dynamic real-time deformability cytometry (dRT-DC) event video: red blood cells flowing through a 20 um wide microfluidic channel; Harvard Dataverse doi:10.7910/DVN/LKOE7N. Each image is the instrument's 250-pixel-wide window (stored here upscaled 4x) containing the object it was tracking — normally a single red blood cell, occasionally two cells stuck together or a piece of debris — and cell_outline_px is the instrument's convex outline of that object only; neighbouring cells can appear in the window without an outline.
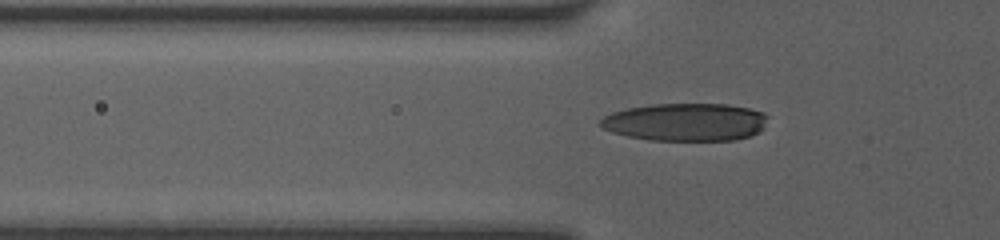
{"species": "human", "species_latin": "Homo sapiens", "temperature_condition": "room temperature", "stored_images_in_passage": 40, "camera_frame_rate_fps": 3000, "um_per_image_px": 0.085, "donor": {"sex": "female"}, "frame": {"image": 1, "passage_image": 11, "time_ms": 3.333, "image_size_px": [1000, 240], "cell_outline_px": [[768, 116], [760, 128], [756, 132], [748, 136], [736, 140], [648, 140], [628, 136], [612, 132], [604, 128], [600, 124], [600, 120], [604, 116], [612, 112], [628, 108], [652, 104], [728, 104], [748, 108], [764, 112]], "centroid_in_image_um": [58.25, 10.37], "position_along_channel_um": 67.6, "area_um2": 36.59}}
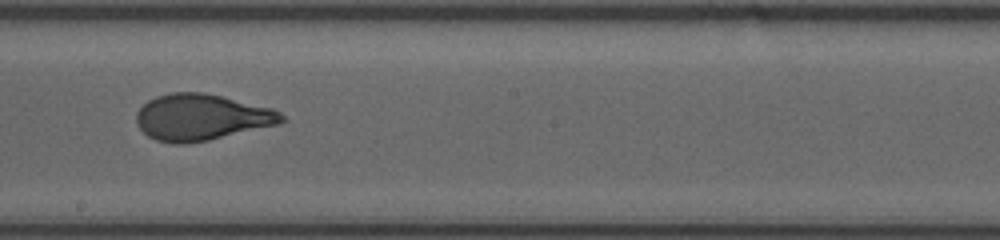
{"frame": {"image": 2, "passage_image": 23, "time_ms": 7.333, "image_size_px": [1000, 240], "cell_outline_px": [[288, 120], [276, 124], [208, 140], [184, 144], [176, 144], [156, 140], [148, 136], [140, 128], [136, 120], [136, 112], [148, 100], [156, 96], [172, 92], [204, 92], [272, 108], [280, 112]], "centroid_in_image_um": [17.1, 9.96], "position_along_channel_um": 231.1, "area_um2": 38.9}}
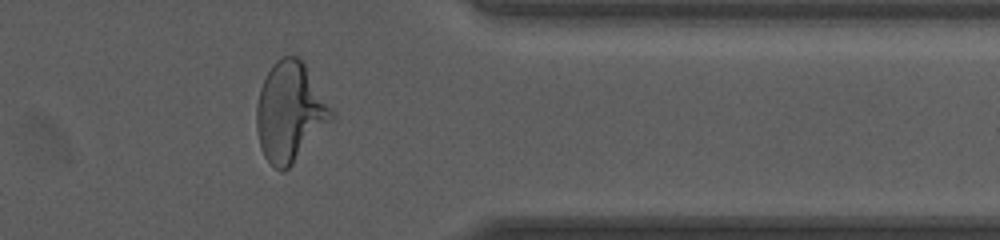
{"frame": {"image": 3, "passage_image": 35, "time_ms": 11.333, "image_size_px": [1000, 240], "cell_outline_px": [[336, 112], [332, 120], [292, 164], [284, 172], [280, 172], [264, 156], [260, 148], [256, 132], [256, 104], [260, 88], [272, 64], [276, 60], [284, 56], [296, 56], [304, 60]], "centroid_in_image_um": [24.66, 9.48], "position_along_channel_um": 386.7, "area_um2": 43.87}}